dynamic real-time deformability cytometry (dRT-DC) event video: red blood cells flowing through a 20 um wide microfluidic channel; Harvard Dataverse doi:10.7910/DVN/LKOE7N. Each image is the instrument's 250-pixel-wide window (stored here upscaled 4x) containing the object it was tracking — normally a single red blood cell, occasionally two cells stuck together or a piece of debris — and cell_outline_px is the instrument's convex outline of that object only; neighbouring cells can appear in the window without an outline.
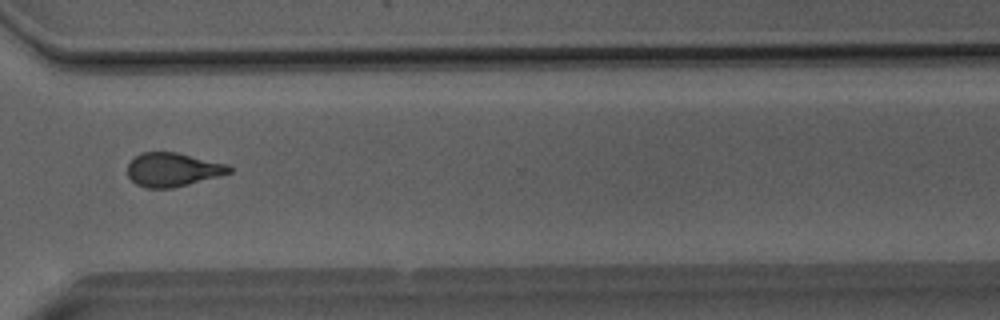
{"species": "Egyptian fruit bat (a non-hibernating species)", "species_latin": "Rousettus aegyptiacus", "temperature_condition": "room temperature", "stored_images_in_passage": 26, "camera_frame_rate_fps": 3000, "um_per_image_px": 0.085, "animal": {"sex": "male"}, "frame": {"image": 1, "passage_image": 22, "time_ms": 7.0, "image_size_px": [1000, 320], "cell_outline_px": [[232, 172], [188, 184], [172, 188], [144, 188], [136, 184], [128, 176], [128, 164], [136, 156], [144, 152], [176, 152], [228, 164], [232, 168]], "centroid_in_image_um": [14.68, 14.42], "position_along_channel_um": 355.9, "area_um2": 19.83}}
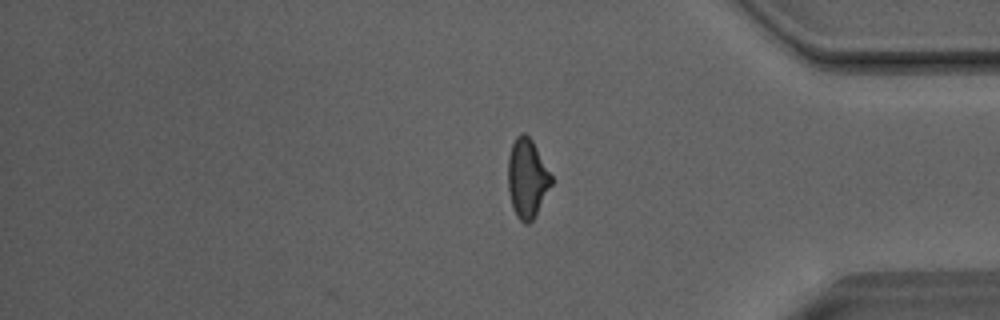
{"frame": {"image": 2, "passage_image": 26, "time_ms": 8.333, "image_size_px": [1000, 320], "cell_outline_px": [[552, 184], [532, 220], [528, 224], [524, 224], [516, 216], [512, 208], [508, 192], [508, 156], [512, 144], [516, 136], [520, 132], [524, 132], [532, 140], [552, 176]], "centroid_in_image_um": [44.78, 15.15], "position_along_channel_um": 390.4, "area_um2": 19.94}, "authors_computed_cell_mechanics": {"area_um2": 20.23, "velocity_mm_per_s": 4.0822, "shape_relaxation_time_tau1_ms": 5.5027, "shape_relaxation_time_tau2_ms": 1.5974, "deformation_change_tau1": 0.15, "deformation_change_tau2": 0.0697}}